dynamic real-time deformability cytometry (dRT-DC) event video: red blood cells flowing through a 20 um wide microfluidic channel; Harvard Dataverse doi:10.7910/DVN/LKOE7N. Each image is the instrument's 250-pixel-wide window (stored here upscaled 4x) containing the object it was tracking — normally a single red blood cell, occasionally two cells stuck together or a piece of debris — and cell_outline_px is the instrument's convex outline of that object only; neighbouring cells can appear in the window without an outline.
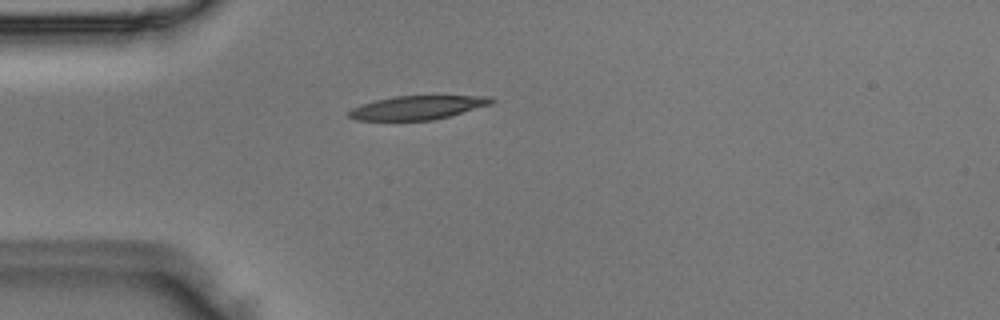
{"species": "Egyptian fruit bat (a non-hibernating species)", "species_latin": "Rousettus aegyptiacus", "temperature_condition": "room temperature", "stored_images_in_passage": 4, "camera_frame_rate_fps": 3000, "um_per_image_px": 0.085, "animal": {"sex": "male"}, "frame": {"image": 1, "passage_image": 4, "time_ms": 1.0, "image_size_px": [1000, 320], "cell_outline_px": [[496, 100], [492, 104], [448, 116], [432, 120], [356, 120], [348, 116], [348, 112], [352, 108], [376, 100], [396, 96], [492, 96]], "centroid_in_image_um": [35.52, 9.14], "position_along_channel_um": 49.5, "area_um2": 19.48}}